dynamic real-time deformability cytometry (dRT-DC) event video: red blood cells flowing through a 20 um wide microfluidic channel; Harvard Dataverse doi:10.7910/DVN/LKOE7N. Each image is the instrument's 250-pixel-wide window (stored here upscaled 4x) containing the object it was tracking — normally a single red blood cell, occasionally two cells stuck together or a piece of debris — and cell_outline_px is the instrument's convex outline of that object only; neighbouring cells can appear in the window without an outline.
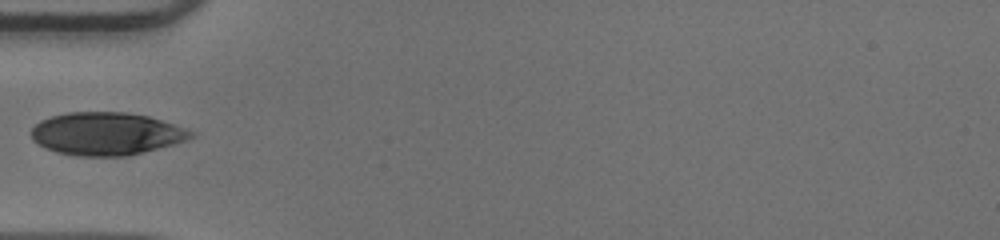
{"species": "human", "species_latin": "Homo sapiens", "temperature_condition": "warm", "stored_images_in_passage": 35, "camera_frame_rate_fps": 3000, "um_per_image_px": 0.085, "donor": {"sex": "male"}, "frame": {"image": 1, "passage_image": 1, "time_ms": 0.0, "image_size_px": [1000, 240], "cell_outline_px": [[196, 136], [176, 144], [128, 156], [76, 156], [56, 152], [44, 148], [32, 140], [32, 128], [40, 120], [52, 116], [68, 112], [128, 112], [148, 116], [196, 132]], "centroid_in_image_um": [9.04, 11.37], "position_along_channel_um": 76.0, "area_um2": 40.0}}
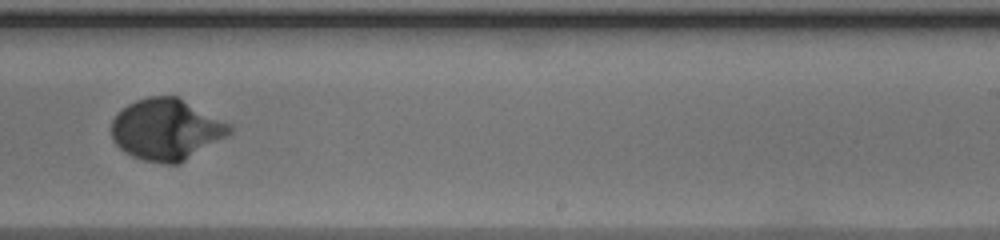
{"frame": {"image": 2, "passage_image": 16, "time_ms": 5.0, "image_size_px": [1000, 240], "cell_outline_px": [[232, 132], [180, 164], [160, 164], [144, 160], [132, 156], [124, 152], [112, 140], [112, 120], [116, 112], [128, 104], [136, 100], [148, 96], [176, 96], [232, 124]], "centroid_in_image_um": [14.12, 11.01], "position_along_channel_um": 274.9, "area_um2": 42.25}}
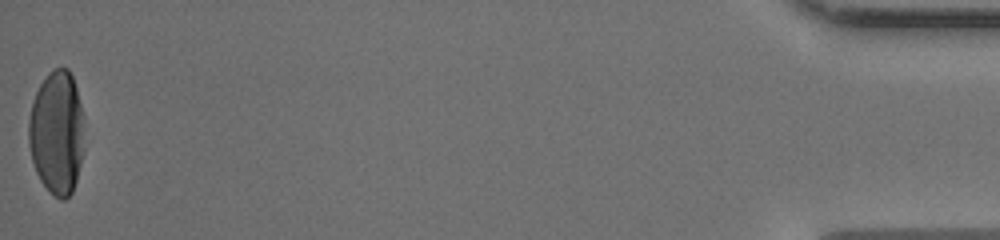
{"frame": {"image": 3, "passage_image": 35, "time_ms": 11.333, "image_size_px": [1000, 240], "cell_outline_px": [[84, 148], [76, 180], [72, 192], [64, 200], [60, 200], [40, 180], [36, 172], [32, 160], [28, 144], [28, 120], [32, 100], [40, 84], [48, 72], [56, 68], [68, 68], [72, 76], [76, 88], [80, 104]], "centroid_in_image_um": [4.8, 11.26], "position_along_channel_um": 430.4, "area_um2": 39.88}}